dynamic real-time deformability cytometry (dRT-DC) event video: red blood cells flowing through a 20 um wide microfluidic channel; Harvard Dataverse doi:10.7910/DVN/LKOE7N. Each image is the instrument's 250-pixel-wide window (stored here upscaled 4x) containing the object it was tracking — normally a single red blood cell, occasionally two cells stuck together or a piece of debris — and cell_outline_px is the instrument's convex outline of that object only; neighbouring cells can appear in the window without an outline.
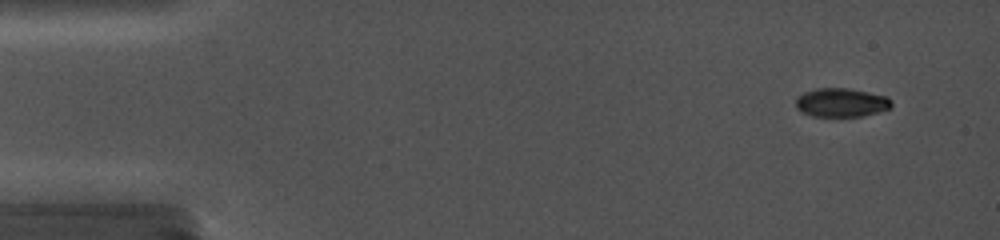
{"species": "common noctule bat (a hibernating species)", "species_latin": "Nyctalus noctula", "temperature_condition": "cold", "stored_images_in_passage": 37, "camera_frame_rate_fps": 5000, "um_per_image_px": 0.085, "animal": {"sex": "female", "body_mass_g": 19.0, "forearm_length_mm": 56.7}, "frame": {"image": 1, "passage_image": 4, "time_ms": 1.2, "image_size_px": [1000, 240], "cell_outline_px": [[892, 108], [860, 116], [812, 116], [800, 112], [796, 108], [796, 96], [804, 92], [816, 88], [848, 88], [888, 96], [892, 100]], "centroid_in_image_um": [71.49, 8.71], "position_along_channel_um": 13.5, "area_um2": 16.18}}
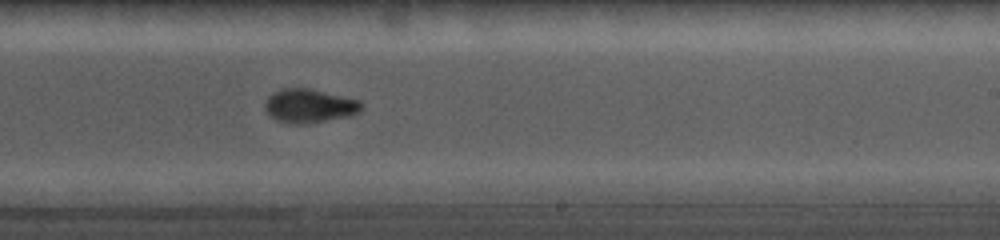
{"frame": {"image": 2, "passage_image": 24, "time_ms": 10.8, "image_size_px": [1000, 240], "cell_outline_px": [[364, 104], [356, 112], [348, 116], [320, 120], [276, 120], [268, 112], [264, 104], [268, 96], [272, 92], [280, 88], [308, 88], [360, 100]], "centroid_in_image_um": [26.29, 8.91], "position_along_channel_um": 262.7, "area_um2": 17.8}}
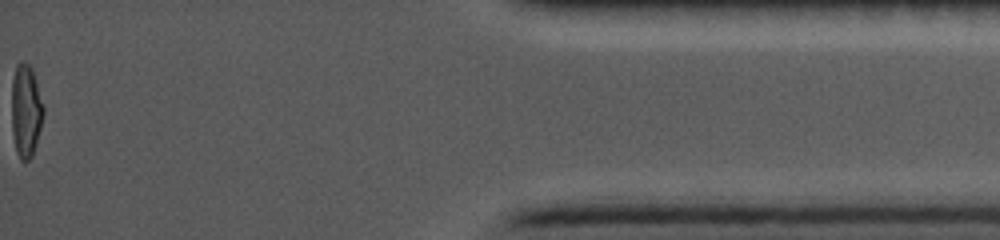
{"frame": {"image": 3, "passage_image": 37, "time_ms": 16.8, "image_size_px": [1000, 240], "cell_outline_px": [[44, 112], [40, 128], [32, 156], [28, 160], [20, 160], [16, 152], [12, 132], [12, 80], [16, 64], [20, 60], [24, 60], [32, 68], [44, 108]], "centroid_in_image_um": [2.18, 9.38], "position_along_channel_um": 433.0, "area_um2": 17.17}}